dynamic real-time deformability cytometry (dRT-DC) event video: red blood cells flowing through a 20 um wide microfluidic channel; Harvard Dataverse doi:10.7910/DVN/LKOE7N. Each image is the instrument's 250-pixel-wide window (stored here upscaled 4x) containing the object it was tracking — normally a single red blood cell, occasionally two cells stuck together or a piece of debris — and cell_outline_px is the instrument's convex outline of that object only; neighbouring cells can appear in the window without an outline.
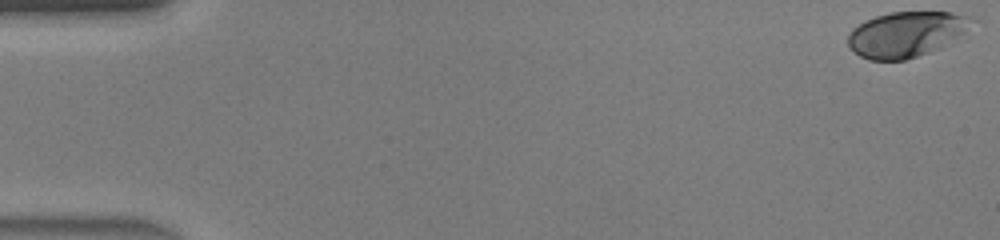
{"species": "human", "species_latin": "Homo sapiens", "temperature_condition": "warm", "stored_images_in_passage": 47, "camera_frame_rate_fps": 3000, "um_per_image_px": 0.085, "donor": {"sex": "male"}, "frame": {"image": 1, "passage_image": 1, "time_ms": 0.0, "image_size_px": [1000, 240], "cell_outline_px": [[976, 20], [964, 32], [940, 48], [904, 60], [868, 60], [860, 56], [848, 44], [848, 32], [852, 28], [864, 20], [888, 12], [952, 12], [972, 16]], "centroid_in_image_um": [77.02, 2.89], "position_along_channel_um": 8.0, "area_um2": 32.71}}
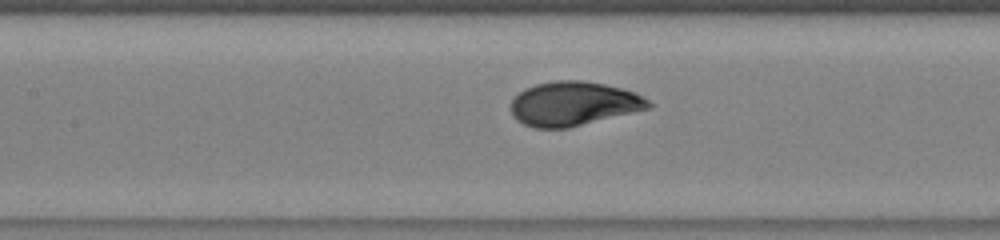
{"frame": {"image": 2, "passage_image": 22, "time_ms": 7.0, "image_size_px": [1000, 240], "cell_outline_px": [[652, 108], [568, 128], [532, 128], [516, 120], [512, 116], [512, 100], [524, 88], [536, 84], [556, 80], [580, 80], [604, 84], [636, 92], [648, 100], [652, 104]], "centroid_in_image_um": [48.76, 8.82], "position_along_channel_um": 158.6, "area_um2": 35.49}}
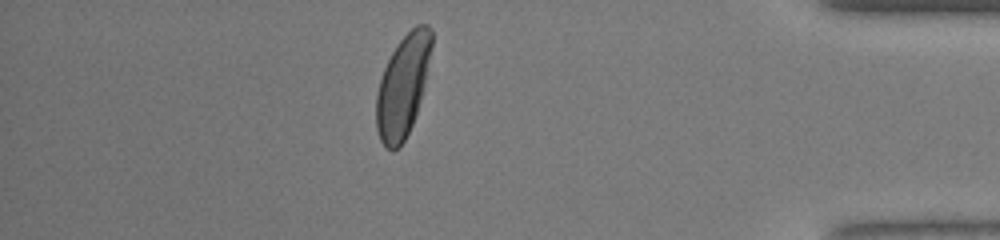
{"frame": {"image": 3, "passage_image": 41, "time_ms": 13.333, "image_size_px": [1000, 240], "cell_outline_px": [[432, 48], [424, 84], [416, 116], [400, 148], [392, 152], [380, 140], [376, 128], [376, 96], [380, 80], [384, 68], [396, 44], [416, 24], [428, 24], [432, 28]], "centroid_in_image_um": [34.24, 7.31], "position_along_channel_um": 401.0, "area_um2": 32.77}, "authors_computed_cell_mechanics": {"area_um2": 34.2176, "velocity_mm_per_s": 4.4322, "shape_relaxation_time_tau1_ms": 2.6034, "shape_relaxation_time_tau2_ms": null, "deformation_change_tau1": 0.1607, "deformation_change_tau2": null}}